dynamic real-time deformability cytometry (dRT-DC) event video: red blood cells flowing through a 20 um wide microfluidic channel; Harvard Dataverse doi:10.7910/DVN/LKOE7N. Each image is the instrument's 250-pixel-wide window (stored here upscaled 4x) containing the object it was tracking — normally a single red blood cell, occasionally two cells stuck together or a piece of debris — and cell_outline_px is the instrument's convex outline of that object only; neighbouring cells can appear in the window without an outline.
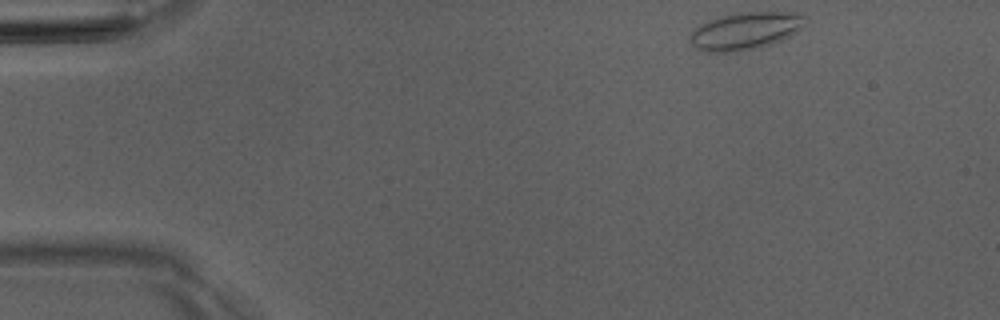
{"species": "Egyptian fruit bat (a non-hibernating species)", "species_latin": "Rousettus aegyptiacus", "temperature_condition": "room temperature", "stored_images_in_passage": 4, "camera_frame_rate_fps": 3000, "um_per_image_px": 0.085, "animal": {"sex": "male"}, "frame": {"image": 1, "passage_image": 1, "time_ms": 0.0, "image_size_px": [1000, 320], "cell_outline_px": [[804, 24], [796, 32], [780, 40], [756, 48], [736, 52], [708, 52], [696, 48], [688, 40], [688, 36], [700, 24], [724, 16], [744, 12], [792, 12], [804, 16]], "centroid_in_image_um": [63.31, 2.64], "position_along_channel_um": 21.7, "area_um2": 24.57}}